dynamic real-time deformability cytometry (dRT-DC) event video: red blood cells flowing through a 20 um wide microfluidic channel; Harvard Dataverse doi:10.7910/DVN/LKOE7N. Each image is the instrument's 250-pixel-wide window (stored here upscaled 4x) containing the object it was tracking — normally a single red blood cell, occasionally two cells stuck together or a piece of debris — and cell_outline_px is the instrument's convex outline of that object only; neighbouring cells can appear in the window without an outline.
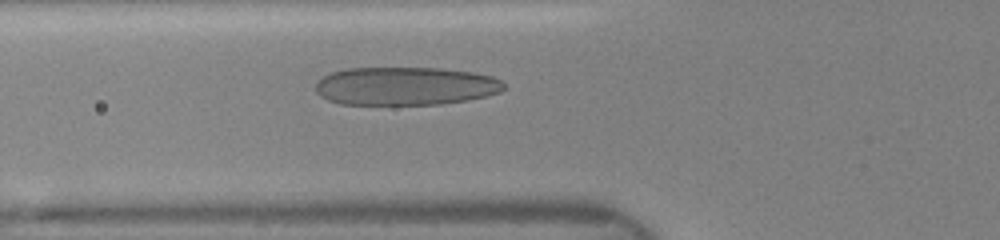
{"species": "human", "species_latin": "Homo sapiens", "temperature_condition": "room temperature", "stored_images_in_passage": 12, "camera_frame_rate_fps": 3000, "um_per_image_px": 0.085, "donor": {"sex": "female"}, "frame": {"image": 1, "passage_image": 9, "time_ms": 3.333, "image_size_px": [1000, 240], "cell_outline_px": [[504, 88], [500, 92], [488, 96], [468, 100], [440, 104], [340, 104], [328, 100], [320, 96], [316, 92], [316, 84], [324, 76], [332, 72], [348, 68], [440, 68], [472, 72], [492, 76], [500, 80], [504, 84]], "centroid_in_image_um": [34.47, 7.32], "position_along_channel_um": 91.3, "area_um2": 41.96}}
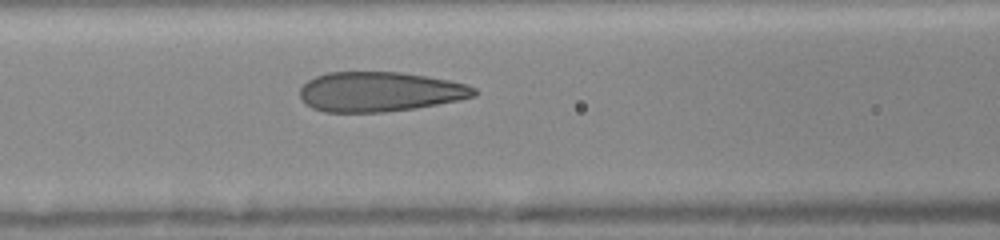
{"frame": {"image": 2, "passage_image": 12, "time_ms": 4.333, "image_size_px": [1000, 240], "cell_outline_px": [[480, 92], [476, 96], [460, 100], [416, 108], [384, 112], [324, 112], [312, 108], [304, 104], [300, 96], [300, 88], [308, 80], [316, 76], [328, 72], [400, 72], [428, 76], [468, 84], [476, 88]], "centroid_in_image_um": [32.3, 7.8], "position_along_channel_um": 134.3, "area_um2": 40.75}}